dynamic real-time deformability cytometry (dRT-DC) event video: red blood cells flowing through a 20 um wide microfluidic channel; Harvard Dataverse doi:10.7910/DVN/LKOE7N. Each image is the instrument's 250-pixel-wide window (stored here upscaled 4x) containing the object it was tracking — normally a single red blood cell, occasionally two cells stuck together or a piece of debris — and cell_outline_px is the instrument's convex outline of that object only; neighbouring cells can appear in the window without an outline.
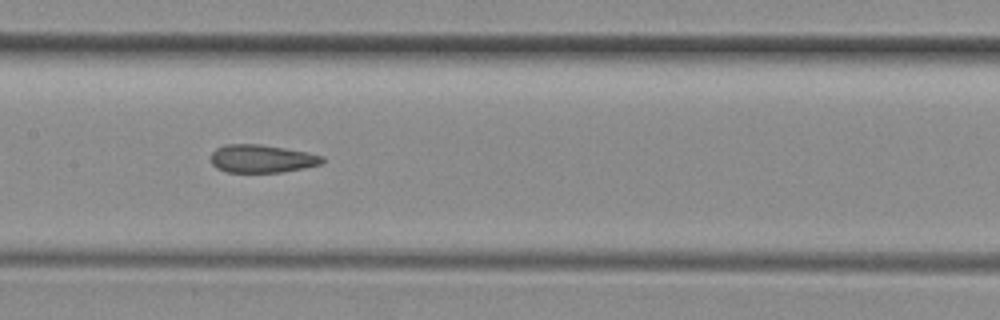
{"species": "common noctule bat (a hibernating species)", "species_latin": "Nyctalus noctula", "temperature_condition": "room temperature", "stored_images_in_passage": 36, "camera_frame_rate_fps": 3000, "um_per_image_px": 0.085, "animal": {"sex": "female", "body_mass_g": 29.2, "forearm_length_mm": 56.3}, "frame": {"image": 1, "passage_image": 11, "time_ms": 3.333, "image_size_px": [1000, 320], "cell_outline_px": [[324, 160], [320, 164], [304, 168], [280, 172], [224, 172], [216, 168], [212, 164], [212, 152], [216, 148], [224, 144], [260, 144], [308, 152], [324, 156]], "centroid_in_image_um": [22.24, 13.48], "position_along_channel_um": 185.2, "area_um2": 18.21}, "authors_computed_cell_mechanics": {"area_um2": 18.7561, "velocity_mm_per_s": 4.1319, "shape_relaxation_time_tau1_ms": null, "shape_relaxation_time_tau2_ms": 1.9413, "deformation_change_tau1": null, "deformation_change_tau2": 0.1045}}